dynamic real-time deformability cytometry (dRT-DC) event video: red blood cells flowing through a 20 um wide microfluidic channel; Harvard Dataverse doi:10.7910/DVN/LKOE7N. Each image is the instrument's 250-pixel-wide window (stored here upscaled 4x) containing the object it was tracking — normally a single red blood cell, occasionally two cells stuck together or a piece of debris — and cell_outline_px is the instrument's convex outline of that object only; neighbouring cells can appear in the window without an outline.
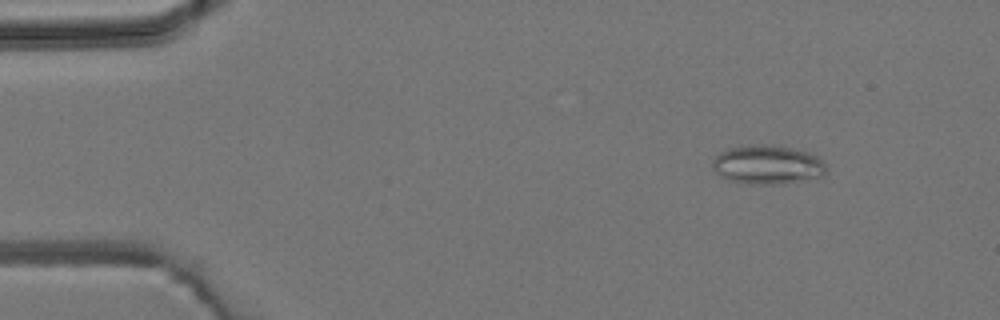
{"species": "common noctule bat (a hibernating species)", "species_latin": "Nyctalus noctula", "temperature_condition": "room temperature", "stored_images_in_passage": 5, "camera_frame_rate_fps": 3000, "um_per_image_px": 0.085, "animal": {"sex": "male", "body_mass_g": 19.2, "forearm_length_mm": 51.8}, "frame": {"image": 1, "passage_image": 2, "time_ms": 1.0, "image_size_px": [1000, 320], "cell_outline_px": [[824, 176], [784, 184], [740, 184], [728, 180], [720, 176], [712, 168], [712, 160], [720, 152], [728, 148], [752, 144], [760, 144], [788, 148], [808, 152], [816, 156], [824, 164]], "centroid_in_image_um": [65.17, 14.02], "position_along_channel_um": 19.8, "area_um2": 25.84}}